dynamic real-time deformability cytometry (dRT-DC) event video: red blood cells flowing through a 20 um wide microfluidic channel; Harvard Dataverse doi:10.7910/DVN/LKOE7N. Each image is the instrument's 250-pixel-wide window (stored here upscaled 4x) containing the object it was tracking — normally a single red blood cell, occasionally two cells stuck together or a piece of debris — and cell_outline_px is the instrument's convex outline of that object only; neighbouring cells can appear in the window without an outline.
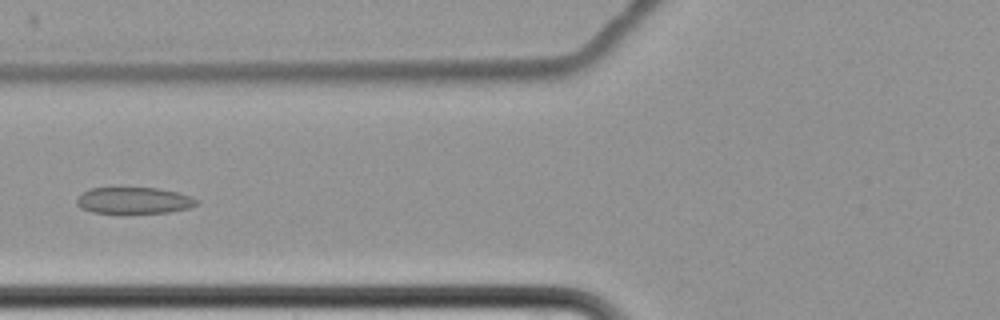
{"species": "common noctule bat (a hibernating species)", "species_latin": "Nyctalus noctula", "temperature_condition": "cold", "stored_images_in_passage": 11, "camera_frame_rate_fps": 3000, "um_per_image_px": 0.085, "animal": {"sex": "female", "body_mass_g": 22.7, "forearm_length_mm": 54.2}, "frame": {"image": 1, "passage_image": 8, "time_ms": 9.333, "image_size_px": [1000, 320], "cell_outline_px": [[200, 200], [196, 204], [188, 208], [172, 212], [92, 212], [80, 208], [76, 204], [76, 200], [84, 192], [92, 188], [156, 188], [176, 192]], "centroid_in_image_um": [11.38, 17.04], "position_along_channel_um": 114.4, "area_um2": 18.03}}
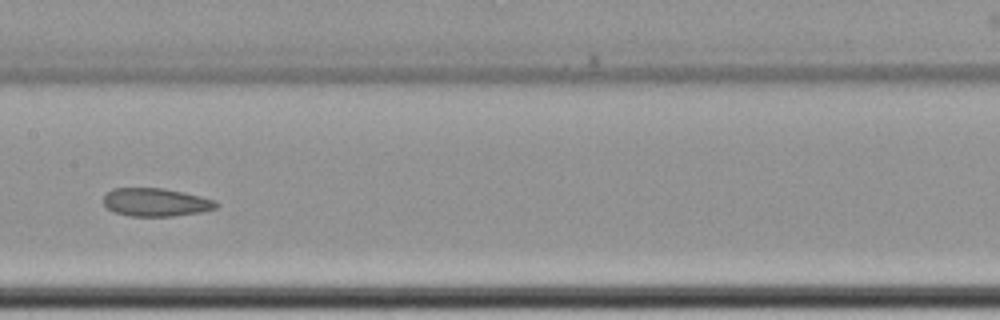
{"frame": {"image": 2, "passage_image": 10, "time_ms": 11.667, "image_size_px": [1000, 320], "cell_outline_px": [[220, 204], [216, 208], [200, 212], [172, 216], [132, 216], [112, 212], [104, 204], [104, 196], [112, 188], [164, 188], [184, 192], [216, 200]], "centroid_in_image_um": [13.26, 17.19], "position_along_channel_um": 194.1, "area_um2": 18.55}}
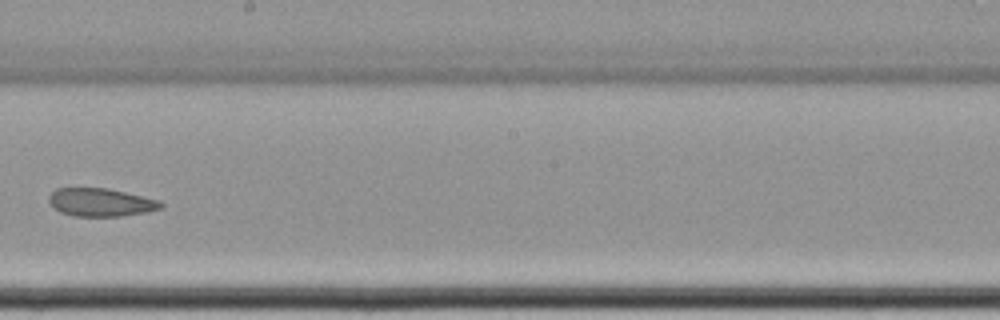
{"frame": {"image": 3, "passage_image": 11, "time_ms": 13.0, "image_size_px": [1000, 320], "cell_outline_px": [[164, 208], [148, 212], [120, 216], [72, 216], [60, 212], [48, 200], [48, 196], [56, 188], [108, 188], [160, 200], [164, 204]], "centroid_in_image_um": [8.61, 17.2], "position_along_channel_um": 239.6, "area_um2": 18.44}}